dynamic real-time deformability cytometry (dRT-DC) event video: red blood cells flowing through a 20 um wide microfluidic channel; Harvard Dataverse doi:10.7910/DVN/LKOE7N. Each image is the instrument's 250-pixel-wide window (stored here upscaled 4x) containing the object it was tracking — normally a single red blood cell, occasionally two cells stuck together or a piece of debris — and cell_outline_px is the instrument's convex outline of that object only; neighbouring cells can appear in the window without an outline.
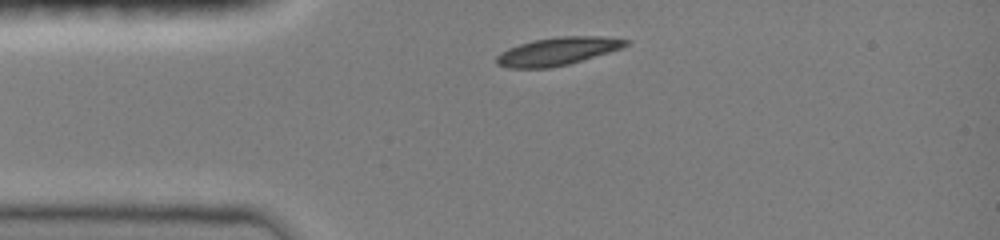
{"species": "common noctule bat (a hibernating species)", "species_latin": "Nyctalus noctula", "temperature_condition": "room temperature", "stored_images_in_passage": 5, "camera_frame_rate_fps": 3000, "um_per_image_px": 0.085, "animal": {"sex": "female", "body_mass_g": 19.0, "forearm_length_mm": 51.5}, "frame": {"image": 1, "passage_image": 1, "time_ms": 0.0, "image_size_px": [1000, 240], "cell_outline_px": [[628, 44], [624, 48], [568, 64], [548, 68], [508, 68], [496, 64], [496, 56], [500, 52], [508, 48], [532, 40], [560, 36], [604, 36], [628, 40]], "centroid_in_image_um": [47.39, 4.36], "position_along_channel_um": 37.6, "area_um2": 21.1}}
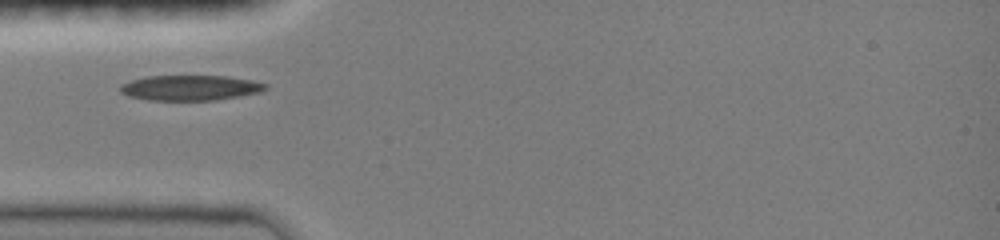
{"frame": {"image": 2, "passage_image": 3, "time_ms": 1.333, "image_size_px": [1000, 240], "cell_outline_px": [[268, 88], [260, 92], [240, 96], [216, 100], [148, 100], [128, 96], [120, 92], [120, 84], [144, 76], [224, 76], [252, 80], [268, 84]], "centroid_in_image_um": [16.16, 7.46], "position_along_channel_um": 68.8, "area_um2": 21.44}}
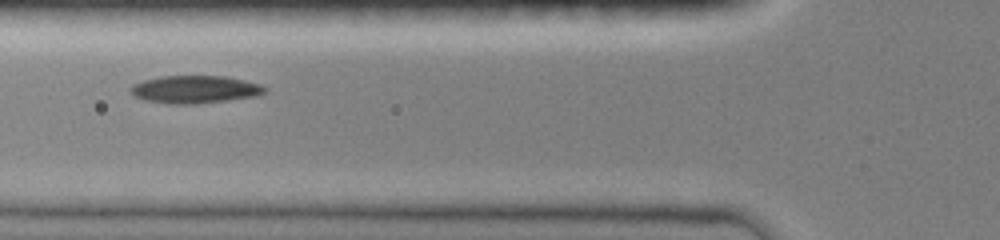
{"frame": {"image": 3, "passage_image": 4, "time_ms": 2.333, "image_size_px": [1000, 240], "cell_outline_px": [[268, 88], [264, 92], [256, 96], [228, 100], [196, 104], [168, 104], [144, 100], [136, 96], [128, 88], [132, 84], [144, 80], [160, 76], [224, 76], [244, 80], [260, 84]], "centroid_in_image_um": [16.55, 7.6], "position_along_channel_um": 109.2, "area_um2": 21.68}}